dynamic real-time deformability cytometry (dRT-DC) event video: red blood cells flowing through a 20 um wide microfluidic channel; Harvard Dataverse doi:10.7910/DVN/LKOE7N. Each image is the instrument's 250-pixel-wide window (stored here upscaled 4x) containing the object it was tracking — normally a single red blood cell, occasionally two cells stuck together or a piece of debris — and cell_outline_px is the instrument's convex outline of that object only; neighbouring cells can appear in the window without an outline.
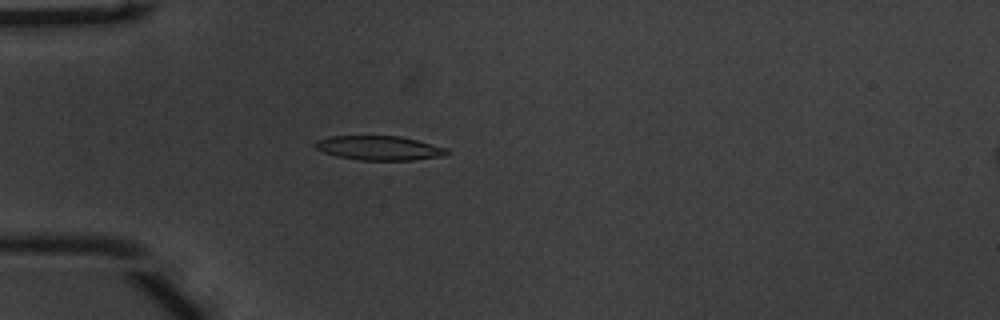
{"species": "common noctule bat (a hibernating species)", "species_latin": "Nyctalus noctula", "temperature_condition": "warm", "stored_images_in_passage": 54, "camera_frame_rate_fps": 3000, "um_per_image_px": 0.085, "animal": {"sex": "male", "body_mass_g": 20.1, "forearm_length_mm": 53.5}, "frame": {"image": 1, "passage_image": 16, "time_ms": 5.0, "image_size_px": [1000, 320], "cell_outline_px": [[452, 152], [444, 156], [412, 160], [360, 160], [336, 156], [324, 152], [316, 148], [312, 144], [316, 140], [328, 136], [400, 136], [448, 148]], "centroid_in_image_um": [32.24, 12.58], "position_along_channel_um": 52.8, "area_um2": 18.79}}
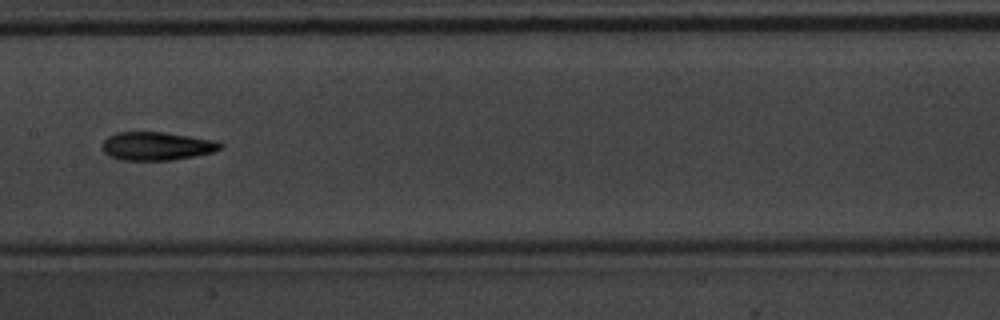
{"frame": {"image": 2, "passage_image": 28, "time_ms": 9.0, "image_size_px": [1000, 320], "cell_outline_px": [[224, 144], [220, 148], [212, 152], [172, 160], [120, 160], [108, 156], [104, 152], [104, 140], [108, 136], [116, 132], [164, 132], [216, 140]], "centroid_in_image_um": [13.31, 12.41], "position_along_channel_um": 194.1, "area_um2": 19.42}}
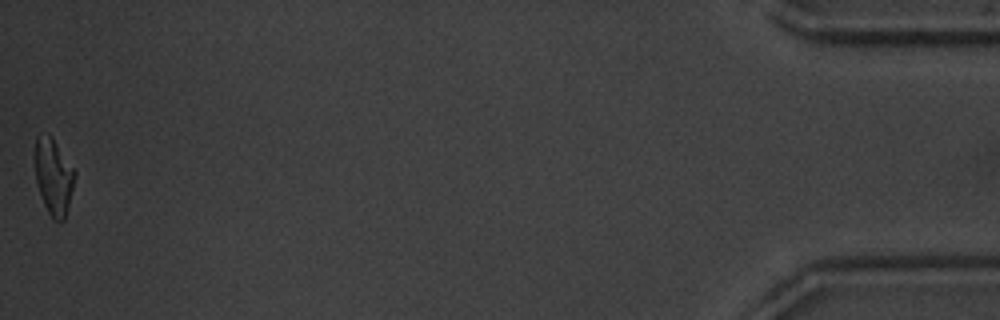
{"frame": {"image": 3, "passage_image": 54, "time_ms": 17.667, "image_size_px": [1000, 320], "cell_outline_px": [[76, 176], [64, 220], [52, 220], [44, 204], [36, 180], [36, 136], [40, 132], [48, 132], [52, 136], [76, 172]], "centroid_in_image_um": [4.56, 14.96], "position_along_channel_um": 430.6, "area_um2": 17.51}, "authors_computed_cell_mechanics": {"area_um2": 18.7561, "velocity_mm_per_s": 3.7812, "shape_relaxation_time_tau1_ms": 3.9444, "shape_relaxation_time_tau2_ms": 4.068, "deformation_change_tau1": 0.1647, "deformation_change_tau2": 0.1227}}